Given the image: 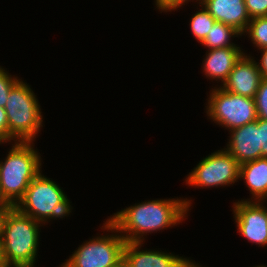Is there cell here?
I'll list each match as a JSON object with an SVG mask.
<instances>
[{"label": "cell", "instance_id": "cell-27", "mask_svg": "<svg viewBox=\"0 0 267 267\" xmlns=\"http://www.w3.org/2000/svg\"><path fill=\"white\" fill-rule=\"evenodd\" d=\"M0 206H12L3 197L1 189H0Z\"/></svg>", "mask_w": 267, "mask_h": 267}, {"label": "cell", "instance_id": "cell-22", "mask_svg": "<svg viewBox=\"0 0 267 267\" xmlns=\"http://www.w3.org/2000/svg\"><path fill=\"white\" fill-rule=\"evenodd\" d=\"M191 0H155L156 8L159 9V11L162 12H171L175 9L178 10V8L183 7L182 5L187 4ZM193 1V0H192ZM199 5L201 4L202 0H196Z\"/></svg>", "mask_w": 267, "mask_h": 267}, {"label": "cell", "instance_id": "cell-14", "mask_svg": "<svg viewBox=\"0 0 267 267\" xmlns=\"http://www.w3.org/2000/svg\"><path fill=\"white\" fill-rule=\"evenodd\" d=\"M241 47H225L206 51L203 59V72L206 78L211 80H221V85L226 81L229 73L234 68L236 62L244 54Z\"/></svg>", "mask_w": 267, "mask_h": 267}, {"label": "cell", "instance_id": "cell-21", "mask_svg": "<svg viewBox=\"0 0 267 267\" xmlns=\"http://www.w3.org/2000/svg\"><path fill=\"white\" fill-rule=\"evenodd\" d=\"M250 18L267 16V0H245Z\"/></svg>", "mask_w": 267, "mask_h": 267}, {"label": "cell", "instance_id": "cell-8", "mask_svg": "<svg viewBox=\"0 0 267 267\" xmlns=\"http://www.w3.org/2000/svg\"><path fill=\"white\" fill-rule=\"evenodd\" d=\"M187 176L186 184L191 187H225L240 180V164L223 148L203 158Z\"/></svg>", "mask_w": 267, "mask_h": 267}, {"label": "cell", "instance_id": "cell-7", "mask_svg": "<svg viewBox=\"0 0 267 267\" xmlns=\"http://www.w3.org/2000/svg\"><path fill=\"white\" fill-rule=\"evenodd\" d=\"M210 92L205 110L212 122L230 131L257 120L254 98L228 92L220 86Z\"/></svg>", "mask_w": 267, "mask_h": 267}, {"label": "cell", "instance_id": "cell-30", "mask_svg": "<svg viewBox=\"0 0 267 267\" xmlns=\"http://www.w3.org/2000/svg\"><path fill=\"white\" fill-rule=\"evenodd\" d=\"M254 267V266H253ZM255 267H267L266 265H258V266H255Z\"/></svg>", "mask_w": 267, "mask_h": 267}, {"label": "cell", "instance_id": "cell-11", "mask_svg": "<svg viewBox=\"0 0 267 267\" xmlns=\"http://www.w3.org/2000/svg\"><path fill=\"white\" fill-rule=\"evenodd\" d=\"M262 80L256 60L249 54H243L236 62L221 88L243 97L255 98Z\"/></svg>", "mask_w": 267, "mask_h": 267}, {"label": "cell", "instance_id": "cell-24", "mask_svg": "<svg viewBox=\"0 0 267 267\" xmlns=\"http://www.w3.org/2000/svg\"><path fill=\"white\" fill-rule=\"evenodd\" d=\"M260 147H262V157L267 158V120L259 119Z\"/></svg>", "mask_w": 267, "mask_h": 267}, {"label": "cell", "instance_id": "cell-2", "mask_svg": "<svg viewBox=\"0 0 267 267\" xmlns=\"http://www.w3.org/2000/svg\"><path fill=\"white\" fill-rule=\"evenodd\" d=\"M42 223L13 207L5 220L0 250L7 267H34Z\"/></svg>", "mask_w": 267, "mask_h": 267}, {"label": "cell", "instance_id": "cell-26", "mask_svg": "<svg viewBox=\"0 0 267 267\" xmlns=\"http://www.w3.org/2000/svg\"><path fill=\"white\" fill-rule=\"evenodd\" d=\"M14 206H0V240L2 237L3 233V228H4V223L6 220V217L9 213V211L13 208Z\"/></svg>", "mask_w": 267, "mask_h": 267}, {"label": "cell", "instance_id": "cell-25", "mask_svg": "<svg viewBox=\"0 0 267 267\" xmlns=\"http://www.w3.org/2000/svg\"><path fill=\"white\" fill-rule=\"evenodd\" d=\"M261 57L260 63L256 62L259 71L261 72L262 78H267V48L260 49Z\"/></svg>", "mask_w": 267, "mask_h": 267}, {"label": "cell", "instance_id": "cell-15", "mask_svg": "<svg viewBox=\"0 0 267 267\" xmlns=\"http://www.w3.org/2000/svg\"><path fill=\"white\" fill-rule=\"evenodd\" d=\"M244 180L252 198L241 201H267V158L261 157L240 165V180Z\"/></svg>", "mask_w": 267, "mask_h": 267}, {"label": "cell", "instance_id": "cell-3", "mask_svg": "<svg viewBox=\"0 0 267 267\" xmlns=\"http://www.w3.org/2000/svg\"><path fill=\"white\" fill-rule=\"evenodd\" d=\"M13 143L7 157L0 161V189L5 200L15 207L41 172L42 161L34 142Z\"/></svg>", "mask_w": 267, "mask_h": 267}, {"label": "cell", "instance_id": "cell-16", "mask_svg": "<svg viewBox=\"0 0 267 267\" xmlns=\"http://www.w3.org/2000/svg\"><path fill=\"white\" fill-rule=\"evenodd\" d=\"M239 36H242V34L232 26L216 21L211 27L208 35L200 44L207 47V50L225 47H240L231 42L232 38Z\"/></svg>", "mask_w": 267, "mask_h": 267}, {"label": "cell", "instance_id": "cell-4", "mask_svg": "<svg viewBox=\"0 0 267 267\" xmlns=\"http://www.w3.org/2000/svg\"><path fill=\"white\" fill-rule=\"evenodd\" d=\"M4 108L8 142H34L43 127V115L35 93L22 78L11 88Z\"/></svg>", "mask_w": 267, "mask_h": 267}, {"label": "cell", "instance_id": "cell-10", "mask_svg": "<svg viewBox=\"0 0 267 267\" xmlns=\"http://www.w3.org/2000/svg\"><path fill=\"white\" fill-rule=\"evenodd\" d=\"M143 242H126L123 261L127 267H202L189 258L162 250H142ZM141 249V250H140Z\"/></svg>", "mask_w": 267, "mask_h": 267}, {"label": "cell", "instance_id": "cell-29", "mask_svg": "<svg viewBox=\"0 0 267 267\" xmlns=\"http://www.w3.org/2000/svg\"><path fill=\"white\" fill-rule=\"evenodd\" d=\"M114 267H127L126 263L122 260L121 262H119L116 266Z\"/></svg>", "mask_w": 267, "mask_h": 267}, {"label": "cell", "instance_id": "cell-12", "mask_svg": "<svg viewBox=\"0 0 267 267\" xmlns=\"http://www.w3.org/2000/svg\"><path fill=\"white\" fill-rule=\"evenodd\" d=\"M229 134L230 138L225 149L240 165L262 157L259 118L252 123L230 130Z\"/></svg>", "mask_w": 267, "mask_h": 267}, {"label": "cell", "instance_id": "cell-20", "mask_svg": "<svg viewBox=\"0 0 267 267\" xmlns=\"http://www.w3.org/2000/svg\"><path fill=\"white\" fill-rule=\"evenodd\" d=\"M254 99L258 118L267 120V78H262Z\"/></svg>", "mask_w": 267, "mask_h": 267}, {"label": "cell", "instance_id": "cell-1", "mask_svg": "<svg viewBox=\"0 0 267 267\" xmlns=\"http://www.w3.org/2000/svg\"><path fill=\"white\" fill-rule=\"evenodd\" d=\"M191 204V199L187 198L147 200L126 207L107 220L126 242H144L143 236L147 233H157L182 223Z\"/></svg>", "mask_w": 267, "mask_h": 267}, {"label": "cell", "instance_id": "cell-9", "mask_svg": "<svg viewBox=\"0 0 267 267\" xmlns=\"http://www.w3.org/2000/svg\"><path fill=\"white\" fill-rule=\"evenodd\" d=\"M232 208L237 232L259 247L267 246V207L264 202L238 200Z\"/></svg>", "mask_w": 267, "mask_h": 267}, {"label": "cell", "instance_id": "cell-13", "mask_svg": "<svg viewBox=\"0 0 267 267\" xmlns=\"http://www.w3.org/2000/svg\"><path fill=\"white\" fill-rule=\"evenodd\" d=\"M201 5L216 21L232 26L242 35L251 20L245 0H202Z\"/></svg>", "mask_w": 267, "mask_h": 267}, {"label": "cell", "instance_id": "cell-17", "mask_svg": "<svg viewBox=\"0 0 267 267\" xmlns=\"http://www.w3.org/2000/svg\"><path fill=\"white\" fill-rule=\"evenodd\" d=\"M199 6H201L202 9H199L193 14L189 25L193 36L201 43L208 35L216 20L209 14L203 5L200 4Z\"/></svg>", "mask_w": 267, "mask_h": 267}, {"label": "cell", "instance_id": "cell-18", "mask_svg": "<svg viewBox=\"0 0 267 267\" xmlns=\"http://www.w3.org/2000/svg\"><path fill=\"white\" fill-rule=\"evenodd\" d=\"M258 50L267 48V16L252 18L243 33Z\"/></svg>", "mask_w": 267, "mask_h": 267}, {"label": "cell", "instance_id": "cell-23", "mask_svg": "<svg viewBox=\"0 0 267 267\" xmlns=\"http://www.w3.org/2000/svg\"><path fill=\"white\" fill-rule=\"evenodd\" d=\"M8 143V119L4 107H0V145Z\"/></svg>", "mask_w": 267, "mask_h": 267}, {"label": "cell", "instance_id": "cell-5", "mask_svg": "<svg viewBox=\"0 0 267 267\" xmlns=\"http://www.w3.org/2000/svg\"><path fill=\"white\" fill-rule=\"evenodd\" d=\"M62 188L42 171L31 181L16 208L23 214L45 224L50 219H61L73 209Z\"/></svg>", "mask_w": 267, "mask_h": 267}, {"label": "cell", "instance_id": "cell-19", "mask_svg": "<svg viewBox=\"0 0 267 267\" xmlns=\"http://www.w3.org/2000/svg\"><path fill=\"white\" fill-rule=\"evenodd\" d=\"M0 67V107H5L11 88L20 80L17 76H12Z\"/></svg>", "mask_w": 267, "mask_h": 267}, {"label": "cell", "instance_id": "cell-28", "mask_svg": "<svg viewBox=\"0 0 267 267\" xmlns=\"http://www.w3.org/2000/svg\"><path fill=\"white\" fill-rule=\"evenodd\" d=\"M0 267H7V265L5 264L1 250H0Z\"/></svg>", "mask_w": 267, "mask_h": 267}, {"label": "cell", "instance_id": "cell-6", "mask_svg": "<svg viewBox=\"0 0 267 267\" xmlns=\"http://www.w3.org/2000/svg\"><path fill=\"white\" fill-rule=\"evenodd\" d=\"M103 225L101 229L111 231V235L101 234L85 241L59 267H114L121 262L126 240L108 220Z\"/></svg>", "mask_w": 267, "mask_h": 267}]
</instances>
